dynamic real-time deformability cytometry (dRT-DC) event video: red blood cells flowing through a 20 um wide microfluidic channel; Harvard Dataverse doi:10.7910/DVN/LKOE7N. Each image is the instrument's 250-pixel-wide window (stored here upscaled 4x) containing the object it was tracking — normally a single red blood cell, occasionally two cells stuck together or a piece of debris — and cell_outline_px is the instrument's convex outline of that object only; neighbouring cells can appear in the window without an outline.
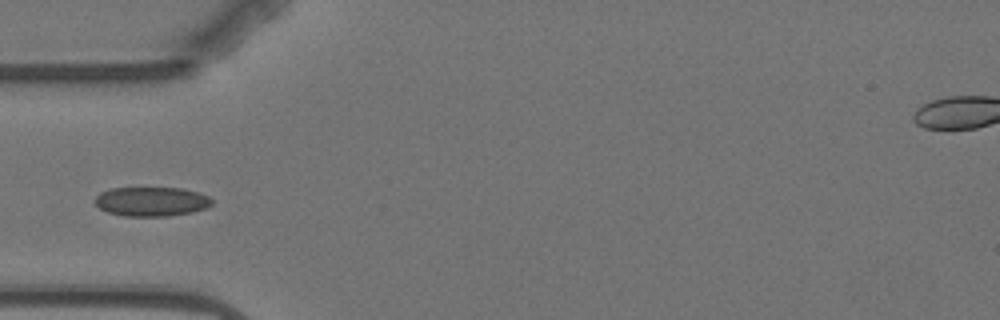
{"species": "Egyptian fruit bat (a non-hibernating species)", "species_latin": "Rousettus aegyptiacus", "temperature_condition": "warm", "stored_images_in_passage": 12, "camera_frame_rate_fps": 3000, "um_per_image_px": 0.085, "animal": {"sex": "female"}, "frame": {"image": 1, "passage_image": 2, "time_ms": 1.333, "image_size_px": [1000, 320], "cell_outline_px": [[212, 204], [204, 208], [192, 212], [168, 216], [124, 216], [108, 212], [100, 208], [96, 204], [96, 196], [100, 192], [112, 188], [180, 188], [196, 192], [208, 196], [212, 200]], "centroid_in_image_um": [12.86, 17.13], "position_along_channel_um": 72.1, "area_um2": 19.77}}
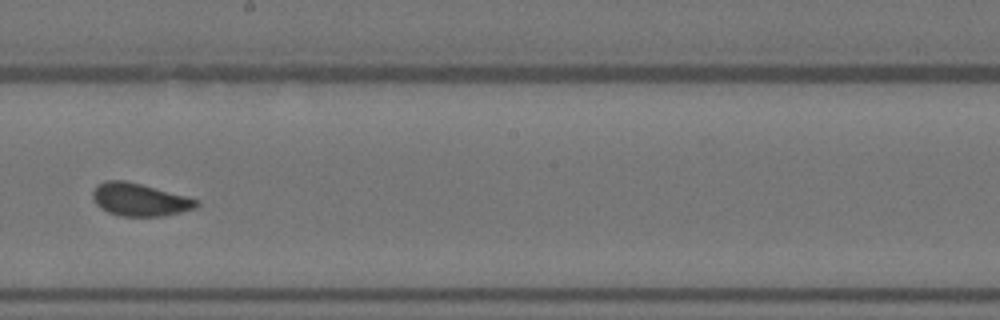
{"frame": {"image": 2, "passage_image": 6, "time_ms": 6.0, "image_size_px": [1000, 320], "cell_outline_px": [[200, 204], [196, 208], [164, 216], [120, 216], [108, 212], [100, 208], [96, 204], [92, 196], [92, 192], [96, 184], [108, 180], [124, 180], [140, 184], [184, 196], [196, 200]], "centroid_in_image_um": [11.82, 16.98], "position_along_channel_um": 236.4, "area_um2": 19.59}}
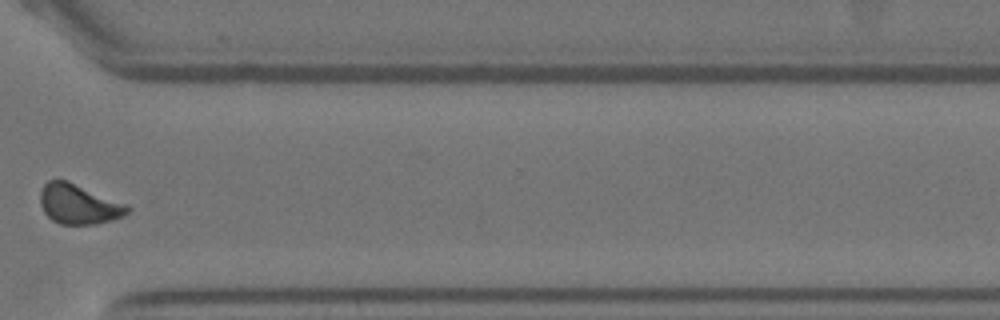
{"frame": {"image": 3, "passage_image": 9, "time_ms": 9.667, "image_size_px": [1000, 320], "cell_outline_px": [[132, 208], [124, 216], [112, 220], [96, 224], [60, 224], [52, 220], [44, 212], [40, 204], [40, 192], [44, 184], [48, 180], [68, 180], [128, 204]], "centroid_in_image_um": [6.71, 17.35], "position_along_channel_um": 363.9, "area_um2": 20.52}, "authors_computed_cell_mechanics": {"area_um2": 19.7965, "velocity_mm_per_s": 3.4836, "shape_relaxation_time_tau1_ms": 9.4068, "shape_relaxation_time_tau2_ms": 0.0793, "deformation_change_tau1": 0.1286, "deformation_change_tau2": 0.0502}}